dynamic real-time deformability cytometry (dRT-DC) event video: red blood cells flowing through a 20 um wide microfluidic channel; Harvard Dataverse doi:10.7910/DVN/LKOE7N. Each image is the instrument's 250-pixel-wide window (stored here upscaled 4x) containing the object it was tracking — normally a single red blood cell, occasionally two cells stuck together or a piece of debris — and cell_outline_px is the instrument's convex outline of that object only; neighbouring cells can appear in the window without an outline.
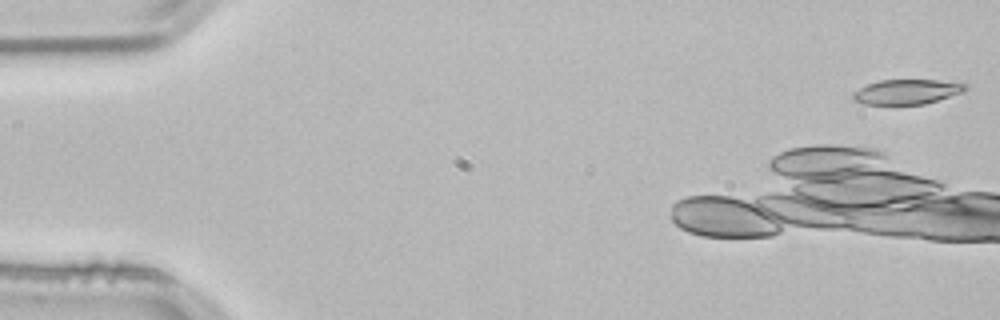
{"species": "common noctule bat (a hibernating species)", "species_latin": "Nyctalus noctula", "temperature_condition": "room temperature", "stored_images_in_passage": 20, "camera_frame_rate_fps": 3000, "um_per_image_px": 0.085, "animal": {"sex": "male", "body_mass_g": 21.5, "forearm_length_mm": 52.0}, "frame": {"image": 1, "passage_image": 1, "time_ms": 0.0, "image_size_px": [1000, 320], "cell_outline_px": [[968, 88], [964, 92], [924, 104], [864, 104], [852, 100], [852, 92], [868, 84], [880, 80], [936, 80], [968, 84]], "centroid_in_image_um": [77.08, 7.8], "position_along_channel_um": 7.9, "area_um2": 16.24}}